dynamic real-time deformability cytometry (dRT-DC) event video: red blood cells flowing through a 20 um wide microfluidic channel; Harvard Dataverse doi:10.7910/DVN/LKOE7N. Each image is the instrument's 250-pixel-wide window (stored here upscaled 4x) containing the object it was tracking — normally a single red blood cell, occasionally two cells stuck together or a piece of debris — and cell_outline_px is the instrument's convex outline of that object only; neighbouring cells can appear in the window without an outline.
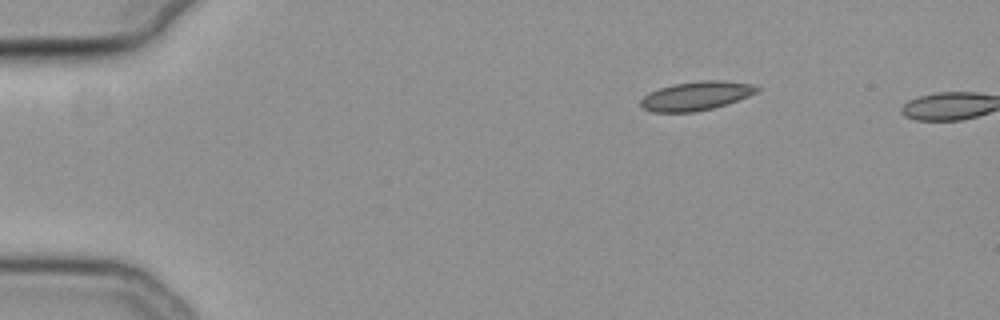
{"species": "common noctule bat (a hibernating species)", "species_latin": "Nyctalus noctula", "temperature_condition": "cold", "stored_images_in_passage": 3, "camera_frame_rate_fps": 3000, "um_per_image_px": 0.085, "animal": {"sex": "female", "body_mass_g": 19.3, "forearm_length_mm": 54.1}, "frame": {"image": 1, "passage_image": 1, "time_ms": 0.0, "image_size_px": [1000, 320], "cell_outline_px": [[760, 88], [756, 92], [748, 96], [728, 104], [712, 108], [692, 112], [652, 112], [644, 108], [640, 104], [640, 100], [648, 92], [672, 84], [700, 80], [724, 80], [752, 84]], "centroid_in_image_um": [59.16, 8.14], "position_along_channel_um": 25.8, "area_um2": 19.59}}